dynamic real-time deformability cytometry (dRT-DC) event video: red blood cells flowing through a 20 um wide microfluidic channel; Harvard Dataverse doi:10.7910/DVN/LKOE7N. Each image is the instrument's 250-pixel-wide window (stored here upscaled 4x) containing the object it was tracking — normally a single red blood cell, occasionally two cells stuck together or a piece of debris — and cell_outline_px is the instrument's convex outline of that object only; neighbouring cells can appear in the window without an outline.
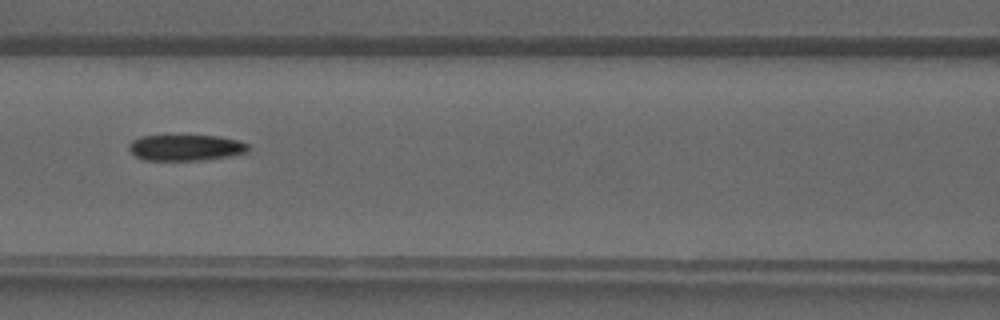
{"species": "common noctule bat (a hibernating species)", "species_latin": "Nyctalus noctula", "temperature_condition": "warm", "stored_images_in_passage": 39, "camera_frame_rate_fps": 3000, "um_per_image_px": 0.085, "animal": {"sex": "male", "forearm_length_mm": 52.5}, "frame": {"image": 1, "passage_image": 17, "time_ms": 5.333, "image_size_px": [1000, 320], "cell_outline_px": [[248, 152], [228, 156], [204, 160], [144, 160], [136, 156], [128, 148], [128, 144], [132, 140], [140, 136], [220, 136], [240, 140], [248, 144]], "centroid_in_image_um": [15.79, 12.55], "position_along_channel_um": 150.8, "area_um2": 18.09}}
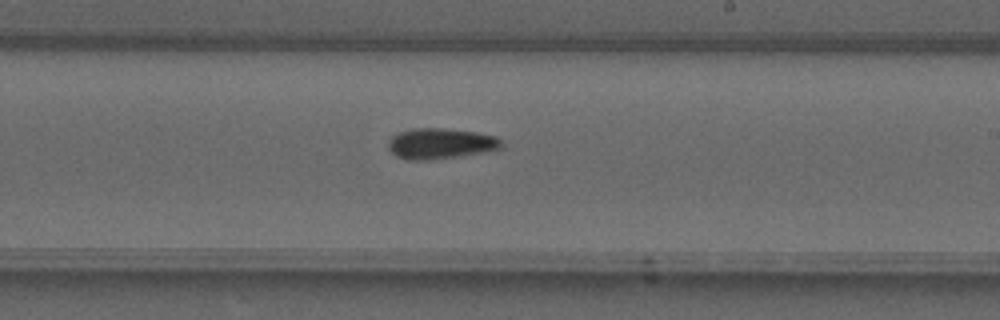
{"frame": {"image": 2, "passage_image": 23, "time_ms": 7.333, "image_size_px": [1000, 320], "cell_outline_px": [[504, 144], [500, 148], [484, 152], [428, 160], [408, 160], [396, 156], [388, 148], [388, 140], [396, 132], [412, 128], [444, 128], [476, 132], [496, 136]], "centroid_in_image_um": [37.4, 12.19], "position_along_channel_um": 251.6, "area_um2": 20.29}}
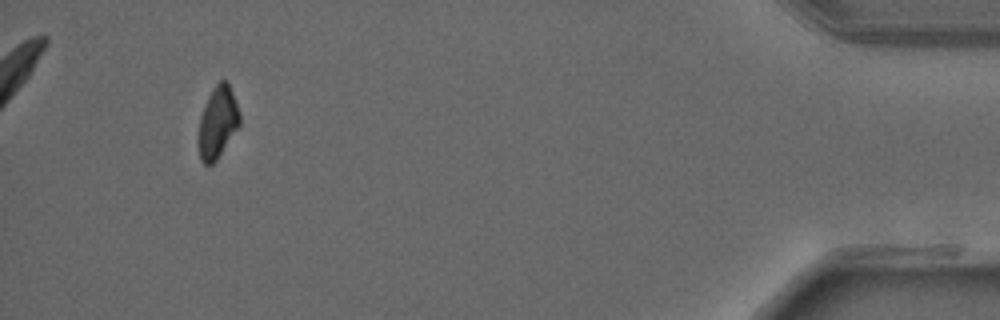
{"frame": {"image": 3, "passage_image": 37, "time_ms": 12.0, "image_size_px": [1000, 320], "cell_outline_px": [[240, 124], [216, 160], [212, 164], [204, 164], [200, 160], [196, 140], [200, 116], [204, 104], [208, 96], [216, 84], [220, 80], [228, 80], [240, 116]], "centroid_in_image_um": [18.45, 10.41], "position_along_channel_um": 416.8, "area_um2": 17.34}}